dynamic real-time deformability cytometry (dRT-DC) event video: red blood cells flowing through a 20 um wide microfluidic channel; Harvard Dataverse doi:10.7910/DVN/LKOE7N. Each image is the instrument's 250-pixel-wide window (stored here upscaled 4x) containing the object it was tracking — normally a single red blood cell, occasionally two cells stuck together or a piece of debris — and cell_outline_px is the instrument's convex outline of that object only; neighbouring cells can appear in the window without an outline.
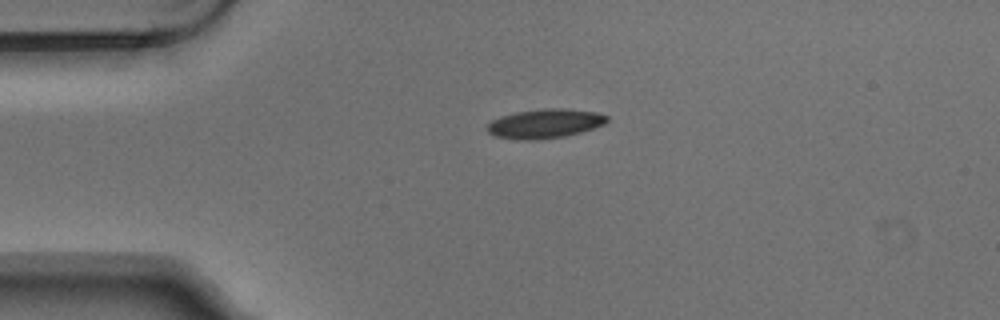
{"species": "Egyptian fruit bat (a non-hibernating species)", "species_latin": "Rousettus aegyptiacus", "temperature_condition": "warm", "stored_images_in_passage": 2, "camera_frame_rate_fps": 3000, "um_per_image_px": 0.085, "animal": {"sex": "male"}, "frame": {"image": 1, "passage_image": 1, "time_ms": 0.0, "image_size_px": [1000, 320], "cell_outline_px": [[608, 120], [604, 124], [580, 132], [564, 136], [528, 140], [496, 136], [488, 132], [488, 124], [492, 120], [500, 116], [516, 112], [544, 108], [564, 108], [596, 112], [608, 116]], "centroid_in_image_um": [46.33, 10.48], "position_along_channel_um": 38.7, "area_um2": 20.06}}